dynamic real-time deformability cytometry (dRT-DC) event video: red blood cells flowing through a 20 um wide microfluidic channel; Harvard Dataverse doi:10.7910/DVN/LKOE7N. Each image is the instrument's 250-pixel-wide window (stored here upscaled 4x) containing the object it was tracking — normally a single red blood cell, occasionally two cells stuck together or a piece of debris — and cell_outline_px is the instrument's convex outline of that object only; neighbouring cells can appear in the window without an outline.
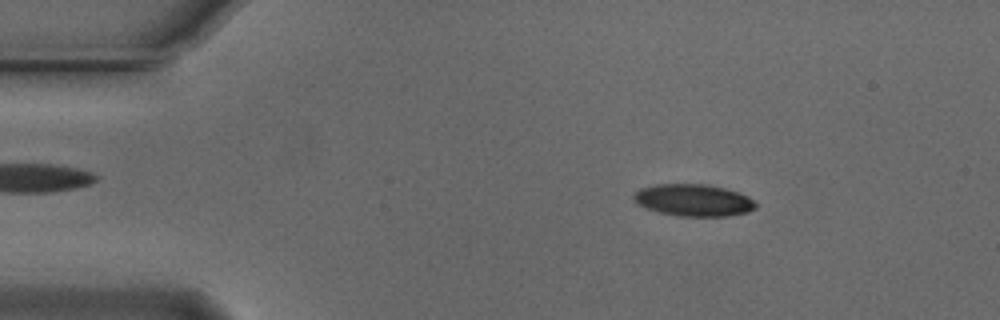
{"species": "Egyptian fruit bat (a non-hibernating species)", "species_latin": "Rousettus aegyptiacus", "temperature_condition": "cold", "stored_images_in_passage": 54, "camera_frame_rate_fps": 3000, "um_per_image_px": 0.085, "animal": {"sex": "male"}, "frame": {"image": 1, "passage_image": 8, "time_ms": 2.333, "image_size_px": [1000, 320], "cell_outline_px": [[756, 208], [748, 212], [724, 216], [676, 216], [660, 212], [636, 204], [632, 200], [632, 196], [640, 188], [656, 184], [708, 184], [740, 192], [748, 196], [756, 204]], "centroid_in_image_um": [58.93, 17.01], "position_along_channel_um": 26.1, "area_um2": 22.83}}
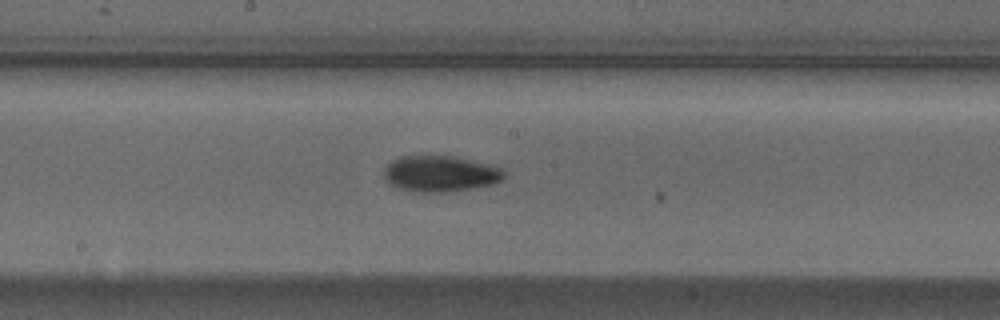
{"frame": {"image": 2, "passage_image": 28, "time_ms": 9.0, "image_size_px": [1000, 320], "cell_outline_px": [[504, 176], [500, 180], [492, 184], [472, 188], [448, 192], [416, 192], [400, 188], [392, 184], [384, 176], [384, 168], [392, 160], [400, 156], [452, 156], [488, 164], [500, 168], [504, 172]], "centroid_in_image_um": [37.4, 14.76], "position_along_channel_um": 210.8, "area_um2": 24.85}}
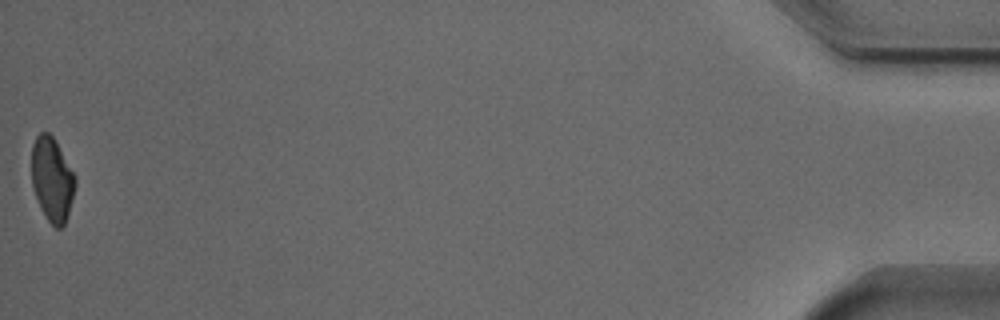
{"frame": {"image": 3, "passage_image": 54, "time_ms": 17.667, "image_size_px": [1000, 320], "cell_outline_px": [[76, 184], [72, 200], [64, 224], [60, 228], [56, 228], [48, 220], [40, 208], [32, 184], [32, 144], [36, 136], [40, 132], [48, 132], [52, 136], [76, 176]], "centroid_in_image_um": [4.42, 15.23], "position_along_channel_um": 430.8, "area_um2": 21.1}, "authors_computed_cell_mechanics": {"area_um2": 23.0044, "velocity_mm_per_s": 3.7258, "shape_relaxation_time_tau1_ms": 2.7616, "shape_relaxation_time_tau2_ms": 6.433, "deformation_change_tau1": 0.1261, "deformation_change_tau2": 0.1286}}